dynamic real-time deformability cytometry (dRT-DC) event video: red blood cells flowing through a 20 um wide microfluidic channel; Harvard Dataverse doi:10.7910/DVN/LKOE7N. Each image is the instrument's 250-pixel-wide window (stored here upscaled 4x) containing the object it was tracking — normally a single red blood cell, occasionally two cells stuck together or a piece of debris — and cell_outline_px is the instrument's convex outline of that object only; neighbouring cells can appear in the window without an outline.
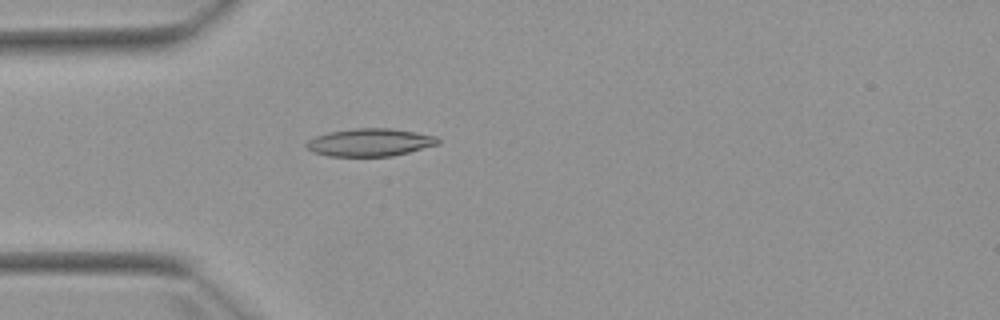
{"species": "Egyptian fruit bat (a non-hibernating species)", "species_latin": "Rousettus aegyptiacus", "temperature_condition": "warm", "stored_images_in_passage": 5, "camera_frame_rate_fps": 3000, "um_per_image_px": 0.085, "animal": {"sex": "female"}, "frame": {"image": 1, "passage_image": 5, "time_ms": 5.667, "image_size_px": [1000, 320], "cell_outline_px": [[440, 144], [392, 156], [328, 156], [312, 152], [304, 144], [308, 140], [316, 136], [328, 132], [356, 128], [392, 128], [416, 132], [436, 136], [440, 140]], "centroid_in_image_um": [31.45, 12.1], "position_along_channel_um": 53.6, "area_um2": 21.33}}